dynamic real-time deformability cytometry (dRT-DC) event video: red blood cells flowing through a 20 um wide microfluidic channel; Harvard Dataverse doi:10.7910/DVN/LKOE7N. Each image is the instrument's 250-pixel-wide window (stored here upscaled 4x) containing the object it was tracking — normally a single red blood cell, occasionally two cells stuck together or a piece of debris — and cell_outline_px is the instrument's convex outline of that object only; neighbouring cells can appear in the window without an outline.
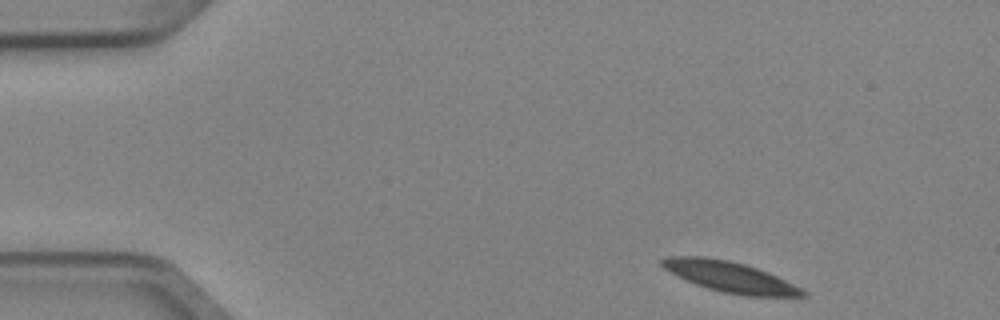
{"species": "Egyptian fruit bat (a non-hibernating species)", "species_latin": "Rousettus aegyptiacus", "temperature_condition": "cold", "stored_images_in_passage": 4, "segment_of_instrument_passage": [1, 2], "camera_frame_rate_fps": 3000, "um_per_image_px": 0.085, "animal": {"sex": "female"}, "frame": {"image": 1, "passage_image": 1, "time_ms": 0.0, "image_size_px": [1000, 320], "cell_outline_px": [[808, 296], [744, 296], [720, 292], [696, 284], [664, 268], [660, 264], [660, 260], [668, 256], [704, 256], [728, 260], [744, 264], [768, 272], [808, 292]], "centroid_in_image_um": [62.05, 23.53], "position_along_channel_um": 23.0, "area_um2": 24.8}}
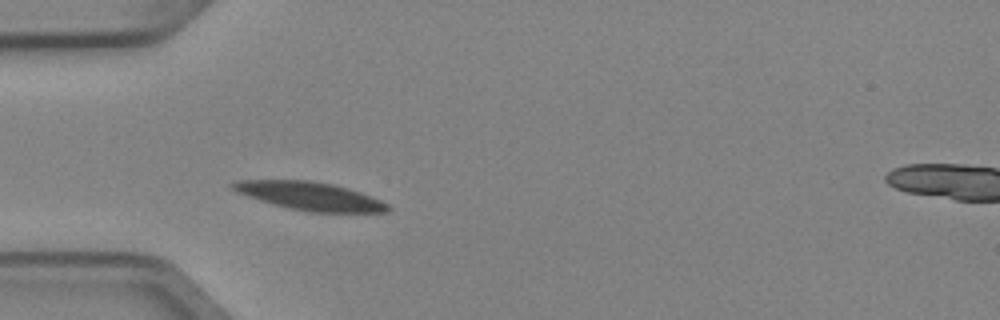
{"frame": {"image": 2, "passage_image": 3, "time_ms": 0.667, "image_size_px": [1000, 320], "cell_outline_px": [[392, 208], [388, 212], [308, 212], [272, 204], [236, 192], [228, 184], [240, 180], [312, 180], [332, 184], [348, 188], [360, 192], [380, 200], [388, 204]], "centroid_in_image_um": [26.34, 16.66], "position_along_channel_um": 58.7, "area_um2": 25.43}}